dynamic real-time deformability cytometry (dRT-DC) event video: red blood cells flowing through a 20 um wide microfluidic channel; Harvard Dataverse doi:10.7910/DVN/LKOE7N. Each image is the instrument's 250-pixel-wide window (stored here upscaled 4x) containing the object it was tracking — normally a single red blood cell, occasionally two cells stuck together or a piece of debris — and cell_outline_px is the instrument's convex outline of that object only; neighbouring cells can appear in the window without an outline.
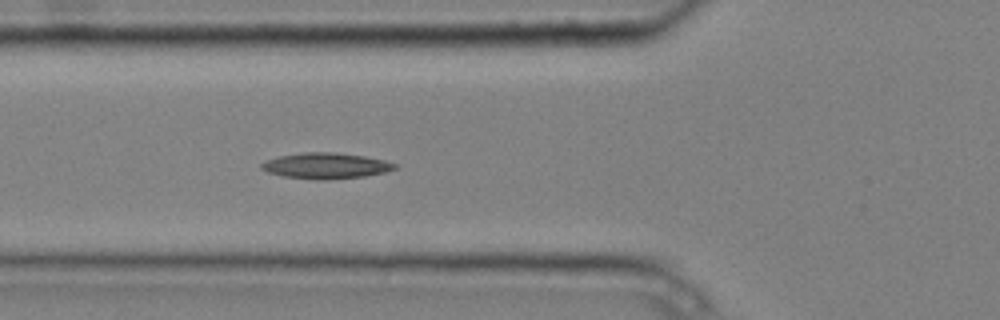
{"species": "common noctule bat (a hibernating species)", "species_latin": "Nyctalus noctula", "temperature_condition": "cold", "stored_images_in_passage": 6, "camera_frame_rate_fps": 3000, "um_per_image_px": 0.085, "animal": {"sex": "male", "body_mass_g": 20.4}, "frame": {"image": 1, "passage_image": 6, "time_ms": 1.667, "image_size_px": [1000, 320], "cell_outline_px": [[396, 168], [384, 172], [364, 176], [324, 180], [316, 180], [284, 176], [268, 172], [260, 168], [260, 164], [268, 160], [280, 156], [304, 152], [336, 152], [364, 156], [384, 160], [396, 164]], "centroid_in_image_um": [27.69, 14.09], "position_along_channel_um": 98.1, "area_um2": 19.88}}